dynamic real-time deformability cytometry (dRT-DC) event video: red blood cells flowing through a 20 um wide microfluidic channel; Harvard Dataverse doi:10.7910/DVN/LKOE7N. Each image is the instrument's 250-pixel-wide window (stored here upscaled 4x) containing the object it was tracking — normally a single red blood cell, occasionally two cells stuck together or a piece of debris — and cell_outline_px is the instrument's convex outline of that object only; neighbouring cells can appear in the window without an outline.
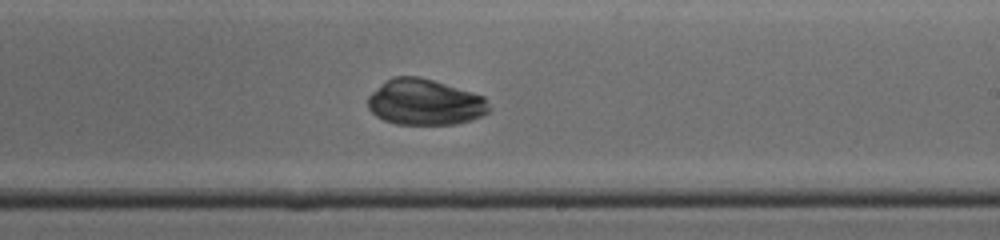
{"species": "common noctule bat (a hibernating species)", "species_latin": "Nyctalus noctula", "temperature_condition": "cold", "stored_images_in_passage": 37, "camera_frame_rate_fps": 3000, "um_per_image_px": 0.085, "animal": {"sex": "male", "body_mass_g": 19.0, "forearm_length_mm": 50.8}, "frame": {"image": 1, "passage_image": 26, "time_ms": 8.333, "image_size_px": [1000, 240], "cell_outline_px": [[492, 108], [488, 112], [472, 120], [456, 124], [396, 124], [384, 120], [376, 116], [368, 108], [368, 96], [384, 80], [392, 76], [420, 76], [472, 92], [484, 96]], "centroid_in_image_um": [36.11, 8.68], "position_along_channel_um": 252.9, "area_um2": 32.66}}
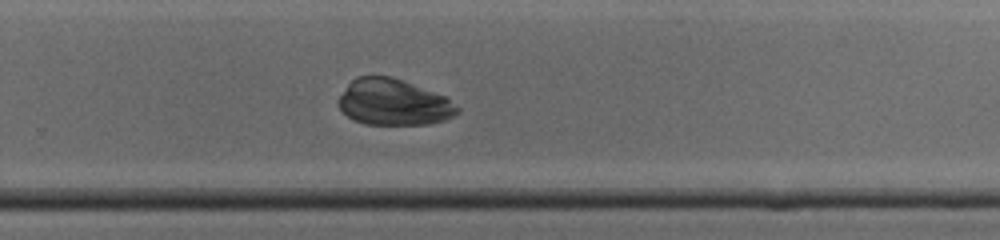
{"frame": {"image": 2, "passage_image": 29, "time_ms": 9.333, "image_size_px": [1000, 240], "cell_outline_px": [[460, 112], [444, 120], [428, 124], [364, 124], [352, 120], [340, 108], [336, 100], [348, 84], [356, 76], [392, 76], [448, 96], [460, 108]], "centroid_in_image_um": [33.47, 8.68], "position_along_channel_um": 296.3, "area_um2": 32.31}}